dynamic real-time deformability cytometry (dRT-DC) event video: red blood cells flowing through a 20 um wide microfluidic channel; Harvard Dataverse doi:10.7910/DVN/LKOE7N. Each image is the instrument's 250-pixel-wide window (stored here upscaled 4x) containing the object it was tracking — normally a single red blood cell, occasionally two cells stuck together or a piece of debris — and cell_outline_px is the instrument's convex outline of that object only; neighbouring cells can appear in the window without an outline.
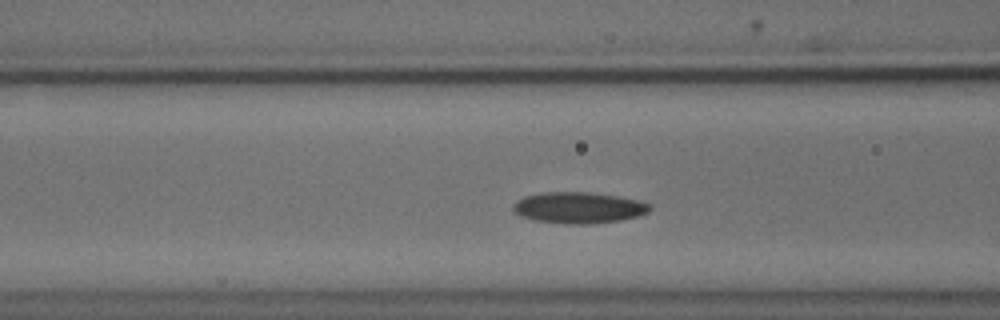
{"species": "common noctule bat (a hibernating species)", "species_latin": "Nyctalus noctula", "temperature_condition": "cold", "stored_images_in_passage": 40, "camera_frame_rate_fps": 3000, "um_per_image_px": 0.085, "animal": {"sex": "male", "body_mass_g": 18.8}, "frame": {"image": 1, "passage_image": 6, "time_ms": 1.667, "image_size_px": [1000, 320], "cell_outline_px": [[652, 208], [648, 212], [636, 216], [620, 220], [592, 224], [564, 224], [532, 220], [520, 216], [512, 208], [512, 204], [516, 200], [524, 196], [540, 192], [588, 192], [616, 196], [640, 200], [652, 204]], "centroid_in_image_um": [49.16, 17.65], "position_along_channel_um": 117.4, "area_um2": 25.14}}
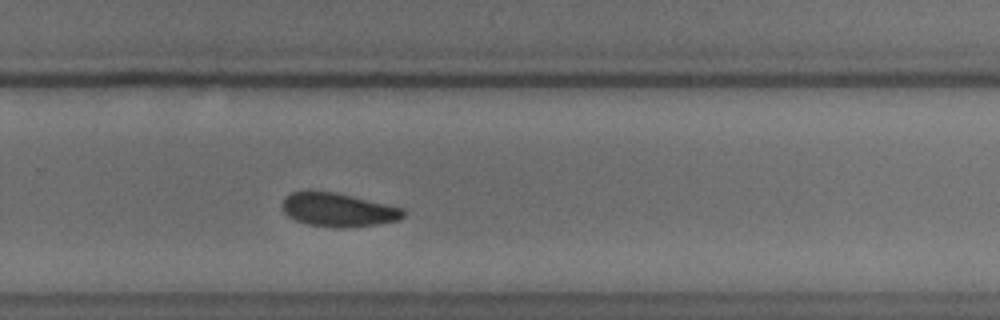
{"frame": {"image": 2, "passage_image": 21, "time_ms": 6.667, "image_size_px": [1000, 320], "cell_outline_px": [[404, 216], [400, 220], [376, 224], [344, 228], [332, 228], [308, 224], [296, 220], [288, 216], [284, 212], [284, 196], [292, 192], [332, 192], [404, 208]], "centroid_in_image_um": [28.76, 17.86], "position_along_channel_um": 301.0, "area_um2": 23.29}}
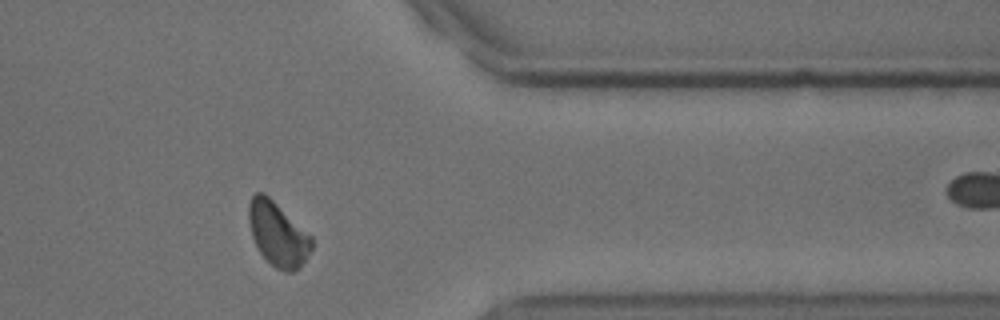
{"frame": {"image": 3, "passage_image": 29, "time_ms": 9.333, "image_size_px": [1000, 320], "cell_outline_px": [[312, 248], [300, 268], [292, 272], [288, 272], [276, 268], [260, 252], [252, 236], [248, 220], [248, 204], [252, 196], [256, 192], [264, 192], [312, 236]], "centroid_in_image_um": [23.61, 19.88], "position_along_channel_um": 387.8, "area_um2": 23.29}, "authors_computed_cell_mechanics": {"area_um2": 23.7847, "velocity_mm_per_s": 3.6733, "shape_relaxation_time_tau1_ms": 5.6463, "shape_relaxation_time_tau2_ms": null, "deformation_change_tau1": 0.0881, "deformation_change_tau2": null}}